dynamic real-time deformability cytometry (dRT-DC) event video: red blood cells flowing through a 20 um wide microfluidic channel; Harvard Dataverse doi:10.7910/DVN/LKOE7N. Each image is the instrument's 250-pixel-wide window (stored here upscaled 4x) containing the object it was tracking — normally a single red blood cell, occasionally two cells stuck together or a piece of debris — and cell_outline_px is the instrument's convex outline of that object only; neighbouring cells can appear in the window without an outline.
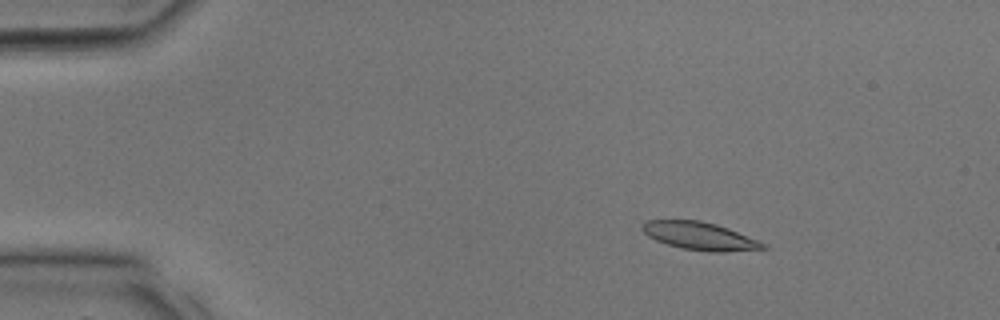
{"species": "common noctule bat (a hibernating species)", "species_latin": "Nyctalus noctula", "temperature_condition": "room temperature", "stored_images_in_passage": 32, "camera_frame_rate_fps": 3000, "um_per_image_px": 0.085, "animal": {"sex": "male", "body_mass_g": 17.9, "forearm_length_mm": 54.2}, "frame": {"image": 1, "passage_image": 5, "time_ms": 1.333, "image_size_px": [1000, 320], "cell_outline_px": [[768, 248], [724, 252], [712, 252], [684, 248], [668, 244], [656, 240], [648, 236], [640, 228], [640, 224], [648, 220], [700, 220], [716, 224], [728, 228], [756, 240], [764, 244]], "centroid_in_image_um": [59.43, 20.05], "position_along_channel_um": 25.6, "area_um2": 19.31}}
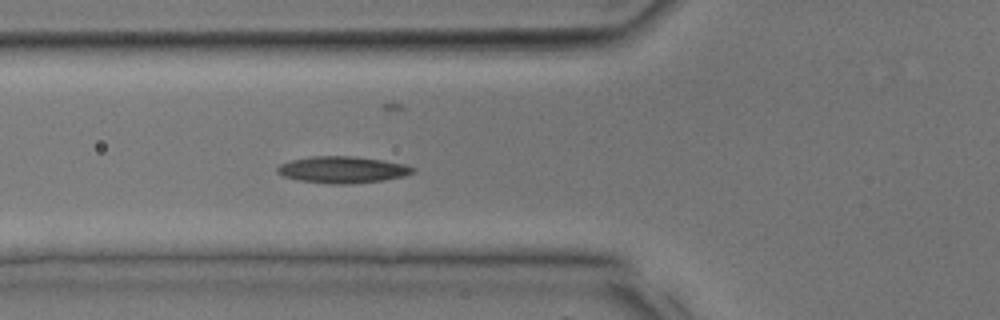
{"frame": {"image": 2, "passage_image": 12, "time_ms": 3.667, "image_size_px": [1000, 320], "cell_outline_px": [[416, 172], [404, 176], [384, 180], [348, 184], [332, 184], [296, 180], [284, 176], [276, 172], [276, 168], [280, 164], [292, 160], [308, 156], [352, 156], [384, 160], [404, 164], [416, 168]], "centroid_in_image_um": [29.12, 14.42], "position_along_channel_um": 96.7, "area_um2": 21.21}}
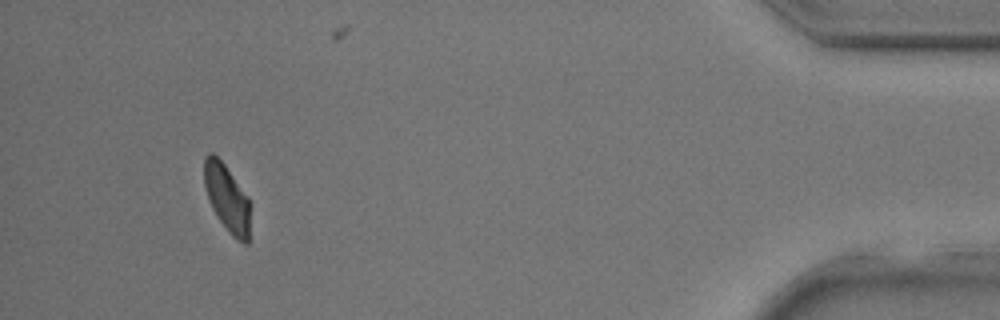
{"frame": {"image": 3, "passage_image": 30, "time_ms": 9.667, "image_size_px": [1000, 320], "cell_outline_px": [[248, 244], [244, 244], [236, 240], [228, 232], [212, 208], [204, 184], [204, 156], [208, 152], [212, 152], [224, 164], [248, 196]], "centroid_in_image_um": [19.27, 16.81], "position_along_channel_um": 415.9, "area_um2": 17.69}}